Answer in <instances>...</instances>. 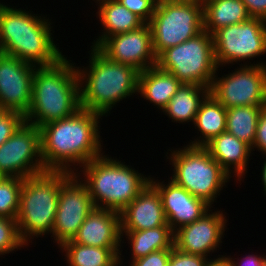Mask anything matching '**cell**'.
I'll use <instances>...</instances> for the list:
<instances>
[{"label":"cell","instance_id":"6da1fadb","mask_svg":"<svg viewBox=\"0 0 266 266\" xmlns=\"http://www.w3.org/2000/svg\"><path fill=\"white\" fill-rule=\"evenodd\" d=\"M100 119L103 115L80 108L67 118L41 126L45 169L76 173L84 164L105 153Z\"/></svg>","mask_w":266,"mask_h":266},{"label":"cell","instance_id":"7a4b0ae2","mask_svg":"<svg viewBox=\"0 0 266 266\" xmlns=\"http://www.w3.org/2000/svg\"><path fill=\"white\" fill-rule=\"evenodd\" d=\"M0 2V53L35 66H50L63 55L52 36V19Z\"/></svg>","mask_w":266,"mask_h":266},{"label":"cell","instance_id":"3957f363","mask_svg":"<svg viewBox=\"0 0 266 266\" xmlns=\"http://www.w3.org/2000/svg\"><path fill=\"white\" fill-rule=\"evenodd\" d=\"M90 48L89 66H76L80 106L107 117L117 103L138 95L140 71L111 61L97 48Z\"/></svg>","mask_w":266,"mask_h":266},{"label":"cell","instance_id":"277c9868","mask_svg":"<svg viewBox=\"0 0 266 266\" xmlns=\"http://www.w3.org/2000/svg\"><path fill=\"white\" fill-rule=\"evenodd\" d=\"M74 64L65 55L53 65L36 66L32 102L24 116L26 122L40 128L67 118L81 108L78 73Z\"/></svg>","mask_w":266,"mask_h":266},{"label":"cell","instance_id":"5b68a950","mask_svg":"<svg viewBox=\"0 0 266 266\" xmlns=\"http://www.w3.org/2000/svg\"><path fill=\"white\" fill-rule=\"evenodd\" d=\"M125 163L103 153L76 171L96 208L120 213L150 182L152 175L146 176Z\"/></svg>","mask_w":266,"mask_h":266},{"label":"cell","instance_id":"8992f818","mask_svg":"<svg viewBox=\"0 0 266 266\" xmlns=\"http://www.w3.org/2000/svg\"><path fill=\"white\" fill-rule=\"evenodd\" d=\"M71 174L68 171L47 170L23 179L16 221L19 234L28 246L34 238L51 235L60 185Z\"/></svg>","mask_w":266,"mask_h":266},{"label":"cell","instance_id":"52a82bcc","mask_svg":"<svg viewBox=\"0 0 266 266\" xmlns=\"http://www.w3.org/2000/svg\"><path fill=\"white\" fill-rule=\"evenodd\" d=\"M167 151L166 160H169L173 171L170 179L214 208L213 204L232 177L203 146L186 144L182 148L174 150L172 147Z\"/></svg>","mask_w":266,"mask_h":266},{"label":"cell","instance_id":"ba28073f","mask_svg":"<svg viewBox=\"0 0 266 266\" xmlns=\"http://www.w3.org/2000/svg\"><path fill=\"white\" fill-rule=\"evenodd\" d=\"M156 66L171 72L181 83L211 88L218 65L212 35L203 30L197 36L162 51Z\"/></svg>","mask_w":266,"mask_h":266},{"label":"cell","instance_id":"9c48e42d","mask_svg":"<svg viewBox=\"0 0 266 266\" xmlns=\"http://www.w3.org/2000/svg\"><path fill=\"white\" fill-rule=\"evenodd\" d=\"M156 56L169 47L191 39L204 30L202 0L158 1L148 22Z\"/></svg>","mask_w":266,"mask_h":266},{"label":"cell","instance_id":"30bf717a","mask_svg":"<svg viewBox=\"0 0 266 266\" xmlns=\"http://www.w3.org/2000/svg\"><path fill=\"white\" fill-rule=\"evenodd\" d=\"M212 39L215 60L221 69L230 64L235 65V62L241 63V66H266V61H257L256 64L255 61L252 64L250 62L266 54L265 19L251 17L243 23L223 27L212 34Z\"/></svg>","mask_w":266,"mask_h":266},{"label":"cell","instance_id":"8fae6325","mask_svg":"<svg viewBox=\"0 0 266 266\" xmlns=\"http://www.w3.org/2000/svg\"><path fill=\"white\" fill-rule=\"evenodd\" d=\"M234 72L218 77V67L210 93L226 108L266 106V66L239 65ZM219 70V71H218Z\"/></svg>","mask_w":266,"mask_h":266},{"label":"cell","instance_id":"7c38bea8","mask_svg":"<svg viewBox=\"0 0 266 266\" xmlns=\"http://www.w3.org/2000/svg\"><path fill=\"white\" fill-rule=\"evenodd\" d=\"M45 171L41 156L40 128L24 121L0 145V175L24 179Z\"/></svg>","mask_w":266,"mask_h":266},{"label":"cell","instance_id":"4fadbf2b","mask_svg":"<svg viewBox=\"0 0 266 266\" xmlns=\"http://www.w3.org/2000/svg\"><path fill=\"white\" fill-rule=\"evenodd\" d=\"M96 208L87 186L72 173L61 185L51 237L60 247L73 240L88 214Z\"/></svg>","mask_w":266,"mask_h":266},{"label":"cell","instance_id":"5bb4252c","mask_svg":"<svg viewBox=\"0 0 266 266\" xmlns=\"http://www.w3.org/2000/svg\"><path fill=\"white\" fill-rule=\"evenodd\" d=\"M213 210L210 209L200 219L177 229L174 232V246L183 252L201 255L210 260L212 253L221 249L222 237L228 229L227 213L224 210Z\"/></svg>","mask_w":266,"mask_h":266},{"label":"cell","instance_id":"9a60e30c","mask_svg":"<svg viewBox=\"0 0 266 266\" xmlns=\"http://www.w3.org/2000/svg\"><path fill=\"white\" fill-rule=\"evenodd\" d=\"M97 49L109 60L142 72L156 65L152 34L148 23L137 29L107 37Z\"/></svg>","mask_w":266,"mask_h":266},{"label":"cell","instance_id":"2e32d148","mask_svg":"<svg viewBox=\"0 0 266 266\" xmlns=\"http://www.w3.org/2000/svg\"><path fill=\"white\" fill-rule=\"evenodd\" d=\"M36 66L0 53V106L25 116L32 102Z\"/></svg>","mask_w":266,"mask_h":266},{"label":"cell","instance_id":"e0dca14e","mask_svg":"<svg viewBox=\"0 0 266 266\" xmlns=\"http://www.w3.org/2000/svg\"><path fill=\"white\" fill-rule=\"evenodd\" d=\"M150 183L161 196L167 223L173 232L200 219L211 209V206L204 200L190 194L185 188L171 180L170 177L168 183L150 177Z\"/></svg>","mask_w":266,"mask_h":266},{"label":"cell","instance_id":"ac0fdd59","mask_svg":"<svg viewBox=\"0 0 266 266\" xmlns=\"http://www.w3.org/2000/svg\"><path fill=\"white\" fill-rule=\"evenodd\" d=\"M121 231H140L169 225L158 190L147 186L120 212Z\"/></svg>","mask_w":266,"mask_h":266},{"label":"cell","instance_id":"d6986e66","mask_svg":"<svg viewBox=\"0 0 266 266\" xmlns=\"http://www.w3.org/2000/svg\"><path fill=\"white\" fill-rule=\"evenodd\" d=\"M73 241L93 247L122 248L120 213L94 208L79 228Z\"/></svg>","mask_w":266,"mask_h":266},{"label":"cell","instance_id":"ffe728a7","mask_svg":"<svg viewBox=\"0 0 266 266\" xmlns=\"http://www.w3.org/2000/svg\"><path fill=\"white\" fill-rule=\"evenodd\" d=\"M211 157L241 185L249 168L251 147L227 131L212 138L203 146ZM233 175V176H232Z\"/></svg>","mask_w":266,"mask_h":266},{"label":"cell","instance_id":"44dd1931","mask_svg":"<svg viewBox=\"0 0 266 266\" xmlns=\"http://www.w3.org/2000/svg\"><path fill=\"white\" fill-rule=\"evenodd\" d=\"M95 3L99 4L96 17L98 16L103 30H100V34L92 42L91 47L97 48L107 37L129 32L145 23L117 0H96Z\"/></svg>","mask_w":266,"mask_h":266},{"label":"cell","instance_id":"7402d4cb","mask_svg":"<svg viewBox=\"0 0 266 266\" xmlns=\"http://www.w3.org/2000/svg\"><path fill=\"white\" fill-rule=\"evenodd\" d=\"M181 84L171 72L155 65L140 72L138 94L162 112Z\"/></svg>","mask_w":266,"mask_h":266},{"label":"cell","instance_id":"603a6c76","mask_svg":"<svg viewBox=\"0 0 266 266\" xmlns=\"http://www.w3.org/2000/svg\"><path fill=\"white\" fill-rule=\"evenodd\" d=\"M65 255L68 266H122L124 264L121 248H102L75 243L73 240L64 242L58 247ZM121 256L123 258H121Z\"/></svg>","mask_w":266,"mask_h":266},{"label":"cell","instance_id":"cb8c5ba5","mask_svg":"<svg viewBox=\"0 0 266 266\" xmlns=\"http://www.w3.org/2000/svg\"><path fill=\"white\" fill-rule=\"evenodd\" d=\"M227 109L209 93L201 102L195 116L194 128L200 136L190 140L187 145L204 146L212 138L226 131Z\"/></svg>","mask_w":266,"mask_h":266},{"label":"cell","instance_id":"d4e9b609","mask_svg":"<svg viewBox=\"0 0 266 266\" xmlns=\"http://www.w3.org/2000/svg\"><path fill=\"white\" fill-rule=\"evenodd\" d=\"M209 93L207 86L182 83L162 112L173 123L193 125L200 104Z\"/></svg>","mask_w":266,"mask_h":266},{"label":"cell","instance_id":"484cf974","mask_svg":"<svg viewBox=\"0 0 266 266\" xmlns=\"http://www.w3.org/2000/svg\"><path fill=\"white\" fill-rule=\"evenodd\" d=\"M124 238L128 241V247L131 246L129 256H132L130 258L132 261L174 246V232L170 225L140 231H121V247L126 243Z\"/></svg>","mask_w":266,"mask_h":266},{"label":"cell","instance_id":"4316f807","mask_svg":"<svg viewBox=\"0 0 266 266\" xmlns=\"http://www.w3.org/2000/svg\"><path fill=\"white\" fill-rule=\"evenodd\" d=\"M204 30L215 31L251 18L242 0H202Z\"/></svg>","mask_w":266,"mask_h":266},{"label":"cell","instance_id":"83f0119b","mask_svg":"<svg viewBox=\"0 0 266 266\" xmlns=\"http://www.w3.org/2000/svg\"><path fill=\"white\" fill-rule=\"evenodd\" d=\"M266 106H238L227 109L226 131L251 148L256 138L257 122Z\"/></svg>","mask_w":266,"mask_h":266},{"label":"cell","instance_id":"f1b7e54d","mask_svg":"<svg viewBox=\"0 0 266 266\" xmlns=\"http://www.w3.org/2000/svg\"><path fill=\"white\" fill-rule=\"evenodd\" d=\"M22 186L23 178L0 179V217L17 219Z\"/></svg>","mask_w":266,"mask_h":266},{"label":"cell","instance_id":"f546056e","mask_svg":"<svg viewBox=\"0 0 266 266\" xmlns=\"http://www.w3.org/2000/svg\"><path fill=\"white\" fill-rule=\"evenodd\" d=\"M28 245L22 240L16 219L0 217V257L21 250ZM2 255V256H1Z\"/></svg>","mask_w":266,"mask_h":266},{"label":"cell","instance_id":"4dcf8cb0","mask_svg":"<svg viewBox=\"0 0 266 266\" xmlns=\"http://www.w3.org/2000/svg\"><path fill=\"white\" fill-rule=\"evenodd\" d=\"M24 121L22 114L0 106V145L8 140Z\"/></svg>","mask_w":266,"mask_h":266},{"label":"cell","instance_id":"1f68e13d","mask_svg":"<svg viewBox=\"0 0 266 266\" xmlns=\"http://www.w3.org/2000/svg\"><path fill=\"white\" fill-rule=\"evenodd\" d=\"M130 12L135 13L145 23H148L154 15L158 0H117Z\"/></svg>","mask_w":266,"mask_h":266},{"label":"cell","instance_id":"d6a6232c","mask_svg":"<svg viewBox=\"0 0 266 266\" xmlns=\"http://www.w3.org/2000/svg\"><path fill=\"white\" fill-rule=\"evenodd\" d=\"M208 258L183 252L175 246L171 248L168 266H206Z\"/></svg>","mask_w":266,"mask_h":266},{"label":"cell","instance_id":"836d02e7","mask_svg":"<svg viewBox=\"0 0 266 266\" xmlns=\"http://www.w3.org/2000/svg\"><path fill=\"white\" fill-rule=\"evenodd\" d=\"M171 249L158 250L131 261L129 266H168Z\"/></svg>","mask_w":266,"mask_h":266},{"label":"cell","instance_id":"e575fe53","mask_svg":"<svg viewBox=\"0 0 266 266\" xmlns=\"http://www.w3.org/2000/svg\"><path fill=\"white\" fill-rule=\"evenodd\" d=\"M256 149L262 153V156L266 155V108L260 113L257 122L256 138L251 150L253 152Z\"/></svg>","mask_w":266,"mask_h":266},{"label":"cell","instance_id":"d590c367","mask_svg":"<svg viewBox=\"0 0 266 266\" xmlns=\"http://www.w3.org/2000/svg\"><path fill=\"white\" fill-rule=\"evenodd\" d=\"M226 258L229 260V263L231 266H262L266 261V255H259L252 252V254H248L245 257L242 256V258H234L231 257V254L227 256ZM236 260V261H235Z\"/></svg>","mask_w":266,"mask_h":266},{"label":"cell","instance_id":"8d00e7d4","mask_svg":"<svg viewBox=\"0 0 266 266\" xmlns=\"http://www.w3.org/2000/svg\"><path fill=\"white\" fill-rule=\"evenodd\" d=\"M248 14L253 18L266 20V0H242Z\"/></svg>","mask_w":266,"mask_h":266},{"label":"cell","instance_id":"74e56055","mask_svg":"<svg viewBox=\"0 0 266 266\" xmlns=\"http://www.w3.org/2000/svg\"><path fill=\"white\" fill-rule=\"evenodd\" d=\"M213 258H211L206 263V266H231L229 260L224 255H218L217 258L216 257Z\"/></svg>","mask_w":266,"mask_h":266},{"label":"cell","instance_id":"f35d334b","mask_svg":"<svg viewBox=\"0 0 266 266\" xmlns=\"http://www.w3.org/2000/svg\"><path fill=\"white\" fill-rule=\"evenodd\" d=\"M265 160L263 162V166L261 167V180H262V185H263V188H264V195H266V155L264 156Z\"/></svg>","mask_w":266,"mask_h":266}]
</instances>
